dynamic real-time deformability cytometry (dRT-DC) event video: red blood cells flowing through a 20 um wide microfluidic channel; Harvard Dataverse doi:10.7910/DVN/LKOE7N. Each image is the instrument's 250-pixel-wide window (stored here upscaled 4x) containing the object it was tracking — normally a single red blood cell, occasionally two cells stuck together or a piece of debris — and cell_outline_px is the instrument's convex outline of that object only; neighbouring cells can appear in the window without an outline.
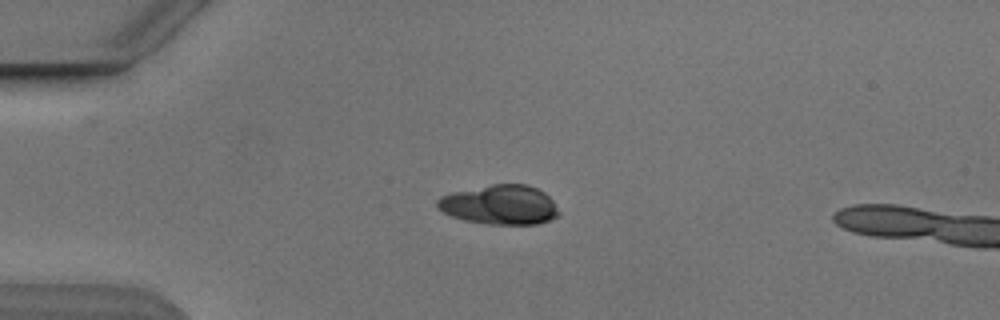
{"species": "Egyptian fruit bat (a non-hibernating species)", "species_latin": "Rousettus aegyptiacus", "temperature_condition": "cold", "stored_images_in_passage": 4, "camera_frame_rate_fps": 3000, "um_per_image_px": 0.085, "animal": {"sex": "male"}, "frame": {"image": 1, "passage_image": 1, "time_ms": 0.0, "image_size_px": [1000, 320], "cell_outline_px": [[560, 216], [536, 224], [484, 224], [464, 220], [452, 216], [436, 208], [436, 200], [440, 196], [452, 192], [492, 184], [528, 184], [544, 192], [552, 200], [560, 212]], "centroid_in_image_um": [42.47, 17.41], "position_along_channel_um": 42.5, "area_um2": 28.09}}
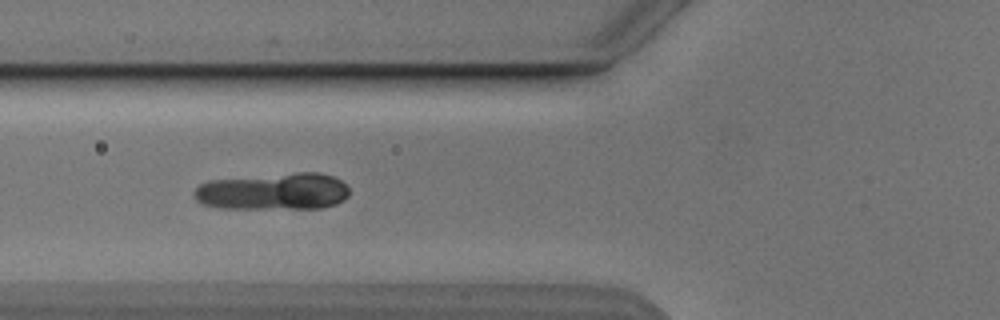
{"frame": {"image": 2, "passage_image": 3, "time_ms": 2.333, "image_size_px": [1000, 320], "cell_outline_px": [[348, 196], [344, 200], [336, 204], [320, 208], [220, 208], [200, 204], [196, 200], [192, 192], [200, 184], [208, 180], [296, 172], [320, 172], [332, 176], [340, 180], [348, 188]], "centroid_in_image_um": [23.21, 16.27], "position_along_channel_um": 102.6, "area_um2": 33.64}}